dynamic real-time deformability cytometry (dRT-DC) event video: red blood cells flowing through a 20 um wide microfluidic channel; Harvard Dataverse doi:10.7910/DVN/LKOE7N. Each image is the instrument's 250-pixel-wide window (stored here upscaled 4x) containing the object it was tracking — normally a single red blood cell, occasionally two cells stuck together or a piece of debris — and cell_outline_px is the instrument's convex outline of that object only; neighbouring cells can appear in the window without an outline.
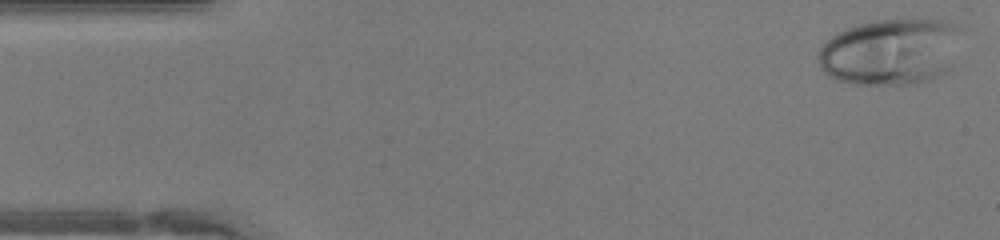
{"species": "human", "species_latin": "Homo sapiens", "temperature_condition": "warm", "stored_images_in_passage": 45, "camera_frame_rate_fps": 3000, "um_per_image_px": 0.085, "donor": {"sex": "female"}, "frame": {"image": 1, "passage_image": 1, "time_ms": 0.0, "image_size_px": [1000, 240], "cell_outline_px": [[960, 28], [944, 68], [932, 76], [924, 80], [908, 84], [852, 84], [836, 80], [828, 76], [820, 68], [816, 60], [816, 56], [820, 44], [836, 32], [844, 28], [872, 20], [940, 20], [956, 24]], "centroid_in_image_um": [75.46, 4.37], "position_along_channel_um": 9.5, "area_um2": 54.22}}
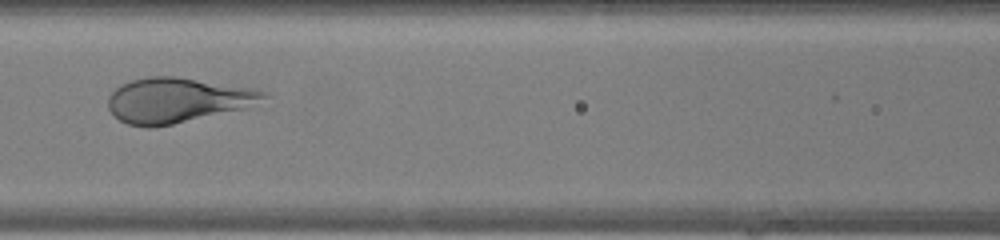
{"frame": {"image": 2, "passage_image": 19, "time_ms": 6.0, "image_size_px": [1000, 240], "cell_outline_px": [[268, 96], [244, 108], [172, 124], [152, 128], [148, 128], [128, 124], [120, 120], [108, 108], [108, 96], [120, 84], [132, 80], [148, 76], [176, 76], [256, 88], [264, 92]], "centroid_in_image_um": [15.02, 8.5], "position_along_channel_um": 151.6, "area_um2": 40.46}}
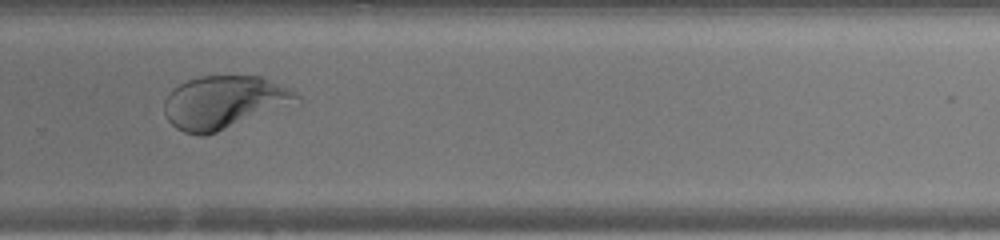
{"frame": {"image": 3, "passage_image": 30, "time_ms": 9.667, "image_size_px": [1000, 240], "cell_outline_px": [[300, 104], [204, 136], [200, 136], [184, 132], [176, 128], [168, 120], [164, 112], [164, 100], [168, 92], [172, 88], [188, 80], [200, 76], [260, 76], [288, 88], [296, 92], [300, 96]], "centroid_in_image_um": [19.08, 8.71], "position_along_channel_um": 310.7, "area_um2": 41.38}, "authors_computed_cell_mechanics": {"area_um2": 44.1014, "velocity_mm_per_s": 4.3659, "shape_relaxation_time_tau1_ms": 3.271, "shape_relaxation_time_tau2_ms": null, "deformation_change_tau1": 0.1849, "deformation_change_tau2": null}}